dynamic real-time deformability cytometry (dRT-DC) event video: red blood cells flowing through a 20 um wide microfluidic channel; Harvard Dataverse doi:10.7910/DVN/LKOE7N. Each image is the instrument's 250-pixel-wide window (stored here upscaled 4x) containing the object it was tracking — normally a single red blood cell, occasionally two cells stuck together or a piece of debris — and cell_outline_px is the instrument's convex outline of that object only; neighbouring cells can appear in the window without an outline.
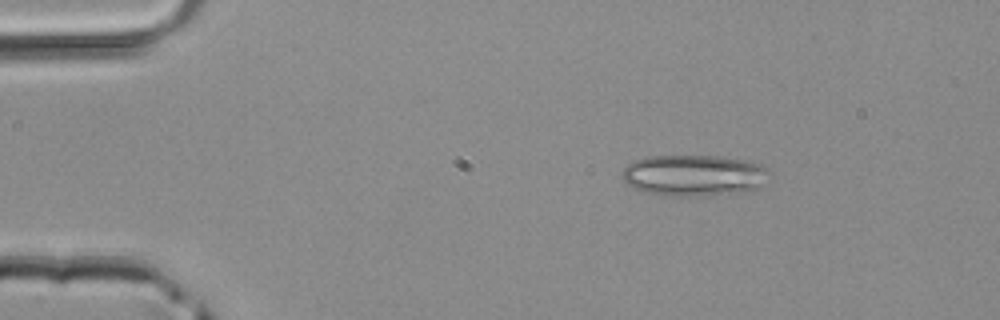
{"species": "common noctule bat (a hibernating species)", "species_latin": "Nyctalus noctula", "temperature_condition": "room temperature", "stored_images_in_passage": 4, "camera_frame_rate_fps": 3000, "um_per_image_px": 0.085, "animal": {"sex": "male", "body_mass_g": 20.4}, "frame": {"image": 1, "passage_image": 1, "time_ms": 0.0, "image_size_px": [1000, 320], "cell_outline_px": [[768, 184], [744, 192], [704, 196], [660, 196], [644, 192], [632, 188], [620, 176], [620, 172], [628, 164], [644, 156], [712, 156], [748, 160], [760, 164], [768, 168]], "centroid_in_image_um": [58.98, 14.92], "position_along_channel_um": 26.0, "area_um2": 36.07}}